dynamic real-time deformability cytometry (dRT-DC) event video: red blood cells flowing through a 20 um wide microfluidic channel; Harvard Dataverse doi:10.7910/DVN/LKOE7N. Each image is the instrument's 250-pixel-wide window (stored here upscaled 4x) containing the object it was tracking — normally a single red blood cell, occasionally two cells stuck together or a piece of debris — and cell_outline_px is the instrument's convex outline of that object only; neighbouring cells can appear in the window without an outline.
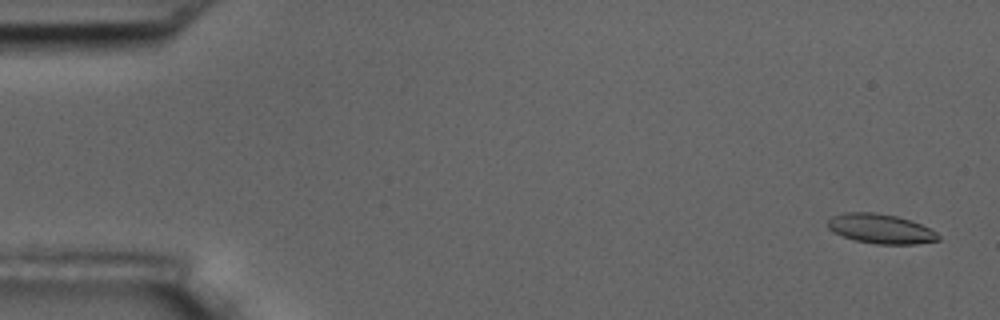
{"species": "common noctule bat (a hibernating species)", "species_latin": "Nyctalus noctula", "temperature_condition": "room temperature", "stored_images_in_passage": 5, "camera_frame_rate_fps": 3000, "um_per_image_px": 0.085, "animal": {"sex": "male", "body_mass_g": 17.5, "forearm_length_mm": 52.3}, "frame": {"image": 1, "passage_image": 1, "time_ms": 0.0, "image_size_px": [1000, 320], "cell_outline_px": [[940, 240], [916, 244], [876, 244], [856, 240], [832, 232], [828, 228], [828, 220], [832, 216], [844, 212], [876, 212], [896, 216], [920, 224], [936, 232], [940, 236]], "centroid_in_image_um": [74.84, 19.44], "position_along_channel_um": 10.2, "area_um2": 18.96}}
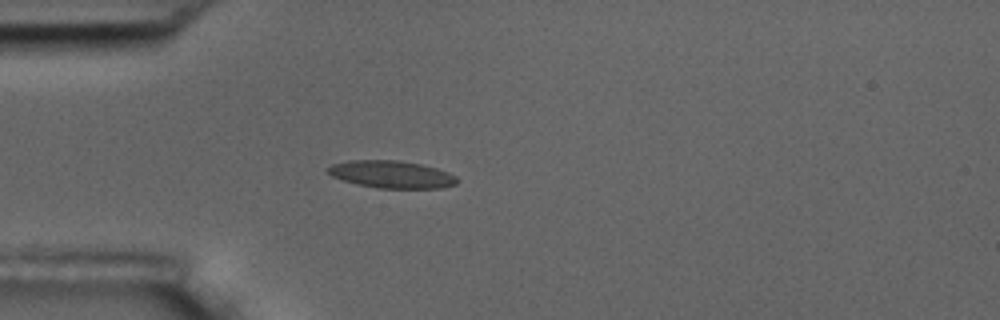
{"frame": {"image": 2, "passage_image": 5, "time_ms": 4.667, "image_size_px": [1000, 320], "cell_outline_px": [[460, 180], [456, 184], [440, 188], [376, 188], [356, 184], [332, 176], [328, 172], [328, 168], [332, 164], [348, 160], [400, 160], [420, 164], [436, 168], [448, 172], [456, 176]], "centroid_in_image_um": [33.3, 14.82], "position_along_channel_um": 51.7, "area_um2": 20.63}}